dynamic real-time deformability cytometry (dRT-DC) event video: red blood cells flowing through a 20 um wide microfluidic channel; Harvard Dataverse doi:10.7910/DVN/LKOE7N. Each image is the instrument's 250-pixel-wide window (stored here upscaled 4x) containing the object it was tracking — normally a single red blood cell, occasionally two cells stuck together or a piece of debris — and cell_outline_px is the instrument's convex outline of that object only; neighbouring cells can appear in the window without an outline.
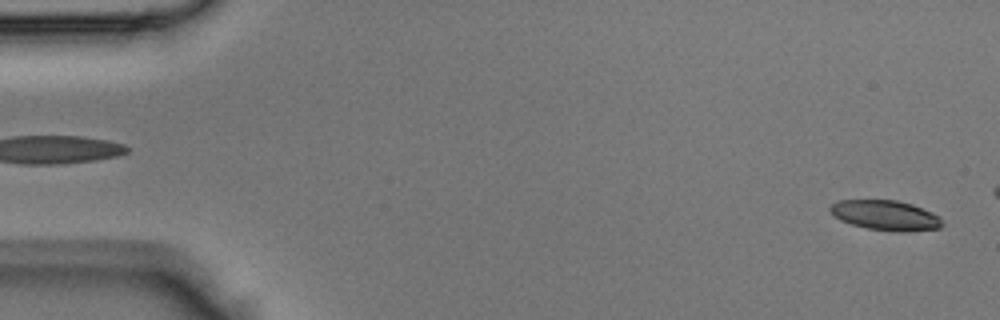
{"species": "Egyptian fruit bat (a non-hibernating species)", "species_latin": "Rousettus aegyptiacus", "temperature_condition": "room temperature", "stored_images_in_passage": 10, "camera_frame_rate_fps": 3000, "um_per_image_px": 0.085, "animal": {"sex": "male"}, "frame": {"image": 1, "passage_image": 1, "time_ms": 0.0, "image_size_px": [1000, 320], "cell_outline_px": [[944, 224], [940, 228], [900, 232], [896, 232], [864, 228], [840, 220], [828, 208], [836, 200], [896, 200], [912, 204], [932, 212], [940, 216]], "centroid_in_image_um": [75.29, 18.3], "position_along_channel_um": 9.7, "area_um2": 19.65}}